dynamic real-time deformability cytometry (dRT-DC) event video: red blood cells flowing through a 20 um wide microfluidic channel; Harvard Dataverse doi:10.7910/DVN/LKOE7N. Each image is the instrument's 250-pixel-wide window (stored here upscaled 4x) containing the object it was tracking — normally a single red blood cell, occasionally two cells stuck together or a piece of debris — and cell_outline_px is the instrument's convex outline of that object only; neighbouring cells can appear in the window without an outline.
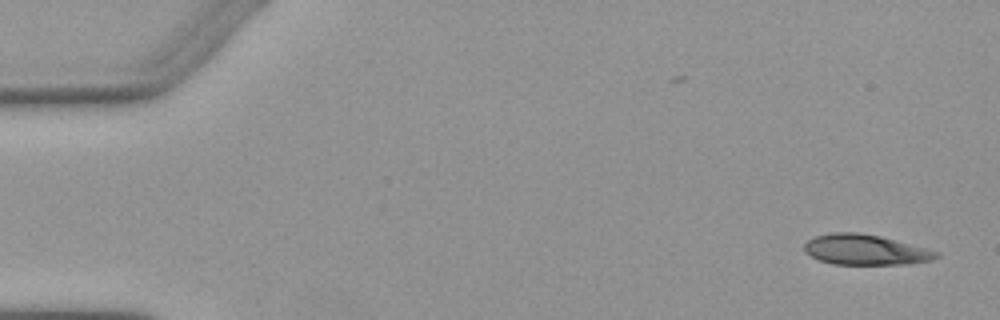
{"species": "Egyptian fruit bat (a non-hibernating species)", "species_latin": "Rousettus aegyptiacus", "temperature_condition": "warm", "stored_images_in_passage": 6, "camera_frame_rate_fps": 3000, "um_per_image_px": 0.085, "animal": {"sex": "female"}, "frame": {"image": 1, "passage_image": 1, "time_ms": 0.0, "image_size_px": [1000, 320], "cell_outline_px": [[940, 256], [932, 260], [904, 264], [832, 264], [820, 260], [804, 252], [804, 244], [808, 240], [816, 236], [832, 232], [856, 232], [880, 236], [940, 252]], "centroid_in_image_um": [73.54, 21.23], "position_along_channel_um": 11.5, "area_um2": 23.18}}
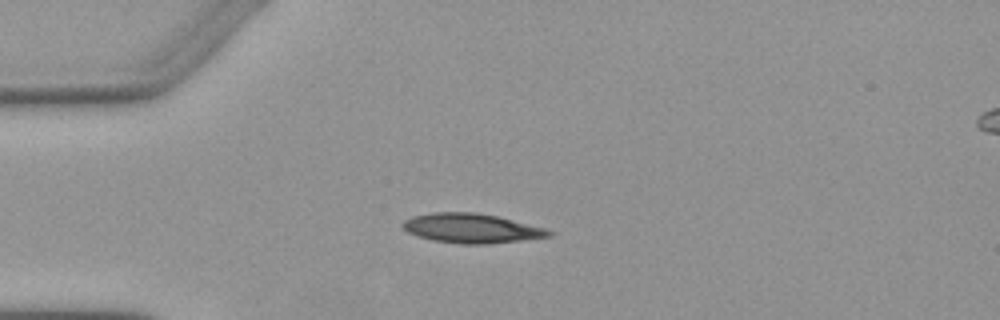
{"frame": {"image": 2, "passage_image": 4, "time_ms": 3.667, "image_size_px": [1000, 320], "cell_outline_px": [[556, 232], [552, 236], [488, 244], [460, 244], [432, 240], [416, 236], [408, 232], [400, 224], [404, 220], [412, 216], [432, 212], [476, 212], [496, 216], [548, 228]], "centroid_in_image_um": [40.09, 19.4], "position_along_channel_um": 44.9, "area_um2": 25.32}}
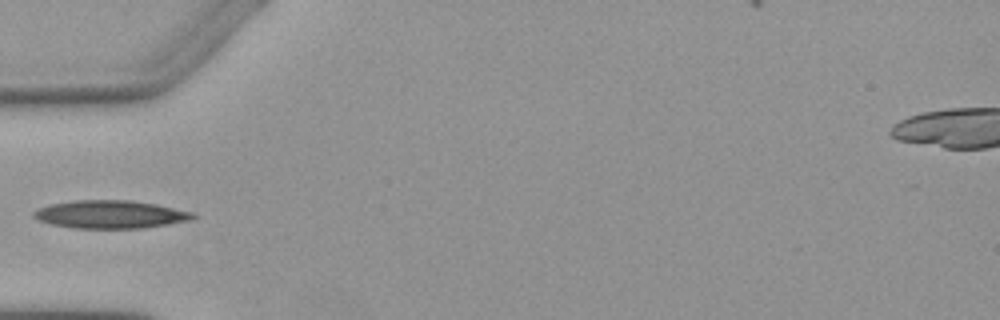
{"frame": {"image": 3, "passage_image": 5, "time_ms": 5.0, "image_size_px": [1000, 320], "cell_outline_px": [[196, 216], [192, 220], [144, 228], [72, 228], [52, 224], [40, 220], [32, 216], [32, 212], [40, 208], [52, 204], [76, 200], [132, 200], [156, 204], [192, 212]], "centroid_in_image_um": [9.4, 18.22], "position_along_channel_um": 75.6, "area_um2": 25.84}}